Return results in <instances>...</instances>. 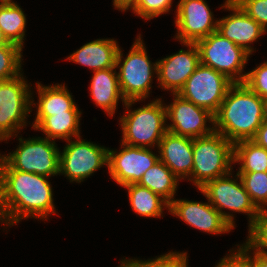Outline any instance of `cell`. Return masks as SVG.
<instances>
[{"label":"cell","instance_id":"cell-37","mask_svg":"<svg viewBox=\"0 0 267 267\" xmlns=\"http://www.w3.org/2000/svg\"><path fill=\"white\" fill-rule=\"evenodd\" d=\"M253 252V253H252ZM251 267H267V257L263 256L252 249Z\"/></svg>","mask_w":267,"mask_h":267},{"label":"cell","instance_id":"cell-19","mask_svg":"<svg viewBox=\"0 0 267 267\" xmlns=\"http://www.w3.org/2000/svg\"><path fill=\"white\" fill-rule=\"evenodd\" d=\"M119 44L115 39H96L84 44L67 57L74 63L91 68L94 71L116 67Z\"/></svg>","mask_w":267,"mask_h":267},{"label":"cell","instance_id":"cell-23","mask_svg":"<svg viewBox=\"0 0 267 267\" xmlns=\"http://www.w3.org/2000/svg\"><path fill=\"white\" fill-rule=\"evenodd\" d=\"M138 184L150 189L170 203L174 200L179 179L161 160H158L143 174Z\"/></svg>","mask_w":267,"mask_h":267},{"label":"cell","instance_id":"cell-27","mask_svg":"<svg viewBox=\"0 0 267 267\" xmlns=\"http://www.w3.org/2000/svg\"><path fill=\"white\" fill-rule=\"evenodd\" d=\"M252 202L261 210H267V172H237Z\"/></svg>","mask_w":267,"mask_h":267},{"label":"cell","instance_id":"cell-12","mask_svg":"<svg viewBox=\"0 0 267 267\" xmlns=\"http://www.w3.org/2000/svg\"><path fill=\"white\" fill-rule=\"evenodd\" d=\"M172 95L173 102L165 105L166 119L171 120V124L167 125V131L192 139L208 136L215 131L214 115L211 112L178 94ZM207 122L212 123V127L207 126Z\"/></svg>","mask_w":267,"mask_h":267},{"label":"cell","instance_id":"cell-21","mask_svg":"<svg viewBox=\"0 0 267 267\" xmlns=\"http://www.w3.org/2000/svg\"><path fill=\"white\" fill-rule=\"evenodd\" d=\"M38 102L34 103L31 97V106L37 104L35 117H49L55 114L66 113L67 111H79L72 95L65 84L43 86L37 82Z\"/></svg>","mask_w":267,"mask_h":267},{"label":"cell","instance_id":"cell-26","mask_svg":"<svg viewBox=\"0 0 267 267\" xmlns=\"http://www.w3.org/2000/svg\"><path fill=\"white\" fill-rule=\"evenodd\" d=\"M26 15L17 3L0 5V28L8 42L23 49Z\"/></svg>","mask_w":267,"mask_h":267},{"label":"cell","instance_id":"cell-16","mask_svg":"<svg viewBox=\"0 0 267 267\" xmlns=\"http://www.w3.org/2000/svg\"><path fill=\"white\" fill-rule=\"evenodd\" d=\"M167 210L189 226L212 235L228 233L234 229L209 201L202 203L174 199L169 203Z\"/></svg>","mask_w":267,"mask_h":267},{"label":"cell","instance_id":"cell-29","mask_svg":"<svg viewBox=\"0 0 267 267\" xmlns=\"http://www.w3.org/2000/svg\"><path fill=\"white\" fill-rule=\"evenodd\" d=\"M246 243L257 253L267 257V210H261L254 224L248 228Z\"/></svg>","mask_w":267,"mask_h":267},{"label":"cell","instance_id":"cell-17","mask_svg":"<svg viewBox=\"0 0 267 267\" xmlns=\"http://www.w3.org/2000/svg\"><path fill=\"white\" fill-rule=\"evenodd\" d=\"M221 8L233 13L218 20L217 31L252 55L254 48L250 46L251 43L266 32L234 0H226Z\"/></svg>","mask_w":267,"mask_h":267},{"label":"cell","instance_id":"cell-11","mask_svg":"<svg viewBox=\"0 0 267 267\" xmlns=\"http://www.w3.org/2000/svg\"><path fill=\"white\" fill-rule=\"evenodd\" d=\"M232 84L224 74L200 63L178 95L215 115Z\"/></svg>","mask_w":267,"mask_h":267},{"label":"cell","instance_id":"cell-1","mask_svg":"<svg viewBox=\"0 0 267 267\" xmlns=\"http://www.w3.org/2000/svg\"><path fill=\"white\" fill-rule=\"evenodd\" d=\"M49 177L13 169L0 156V186L13 224L24 218L47 220L55 214Z\"/></svg>","mask_w":267,"mask_h":267},{"label":"cell","instance_id":"cell-4","mask_svg":"<svg viewBox=\"0 0 267 267\" xmlns=\"http://www.w3.org/2000/svg\"><path fill=\"white\" fill-rule=\"evenodd\" d=\"M193 168L189 181L201 188L206 182L232 172L234 144L213 132L193 139Z\"/></svg>","mask_w":267,"mask_h":267},{"label":"cell","instance_id":"cell-42","mask_svg":"<svg viewBox=\"0 0 267 267\" xmlns=\"http://www.w3.org/2000/svg\"><path fill=\"white\" fill-rule=\"evenodd\" d=\"M15 3L14 1L12 0H0V5H3V4H13Z\"/></svg>","mask_w":267,"mask_h":267},{"label":"cell","instance_id":"cell-39","mask_svg":"<svg viewBox=\"0 0 267 267\" xmlns=\"http://www.w3.org/2000/svg\"><path fill=\"white\" fill-rule=\"evenodd\" d=\"M118 267H137V259H123Z\"/></svg>","mask_w":267,"mask_h":267},{"label":"cell","instance_id":"cell-14","mask_svg":"<svg viewBox=\"0 0 267 267\" xmlns=\"http://www.w3.org/2000/svg\"><path fill=\"white\" fill-rule=\"evenodd\" d=\"M176 13V39L181 43H195L217 30L218 20L204 0H180Z\"/></svg>","mask_w":267,"mask_h":267},{"label":"cell","instance_id":"cell-36","mask_svg":"<svg viewBox=\"0 0 267 267\" xmlns=\"http://www.w3.org/2000/svg\"><path fill=\"white\" fill-rule=\"evenodd\" d=\"M0 222L4 223V225H7V227L13 226V223L9 217L8 210L6 207V203L4 200V194L3 190L0 186Z\"/></svg>","mask_w":267,"mask_h":267},{"label":"cell","instance_id":"cell-20","mask_svg":"<svg viewBox=\"0 0 267 267\" xmlns=\"http://www.w3.org/2000/svg\"><path fill=\"white\" fill-rule=\"evenodd\" d=\"M115 70V71H114ZM90 83V95L95 105L101 107L108 116L113 117L119 98L126 101L121 93L116 67L94 71Z\"/></svg>","mask_w":267,"mask_h":267},{"label":"cell","instance_id":"cell-18","mask_svg":"<svg viewBox=\"0 0 267 267\" xmlns=\"http://www.w3.org/2000/svg\"><path fill=\"white\" fill-rule=\"evenodd\" d=\"M159 160H161L180 180H184L192 173L193 168V139L165 133L158 146Z\"/></svg>","mask_w":267,"mask_h":267},{"label":"cell","instance_id":"cell-9","mask_svg":"<svg viewBox=\"0 0 267 267\" xmlns=\"http://www.w3.org/2000/svg\"><path fill=\"white\" fill-rule=\"evenodd\" d=\"M15 151L0 156L16 170L51 177L59 174L60 150L46 137L19 138Z\"/></svg>","mask_w":267,"mask_h":267},{"label":"cell","instance_id":"cell-25","mask_svg":"<svg viewBox=\"0 0 267 267\" xmlns=\"http://www.w3.org/2000/svg\"><path fill=\"white\" fill-rule=\"evenodd\" d=\"M233 162L240 164L238 172H267V149L252 140L238 141L234 143Z\"/></svg>","mask_w":267,"mask_h":267},{"label":"cell","instance_id":"cell-7","mask_svg":"<svg viewBox=\"0 0 267 267\" xmlns=\"http://www.w3.org/2000/svg\"><path fill=\"white\" fill-rule=\"evenodd\" d=\"M200 63L224 74L233 83H244L247 72L244 66L250 54L217 30L195 42ZM244 72V73H243Z\"/></svg>","mask_w":267,"mask_h":267},{"label":"cell","instance_id":"cell-30","mask_svg":"<svg viewBox=\"0 0 267 267\" xmlns=\"http://www.w3.org/2000/svg\"><path fill=\"white\" fill-rule=\"evenodd\" d=\"M172 2V0H136L129 7V10L141 18L149 20L168 13L172 7Z\"/></svg>","mask_w":267,"mask_h":267},{"label":"cell","instance_id":"cell-6","mask_svg":"<svg viewBox=\"0 0 267 267\" xmlns=\"http://www.w3.org/2000/svg\"><path fill=\"white\" fill-rule=\"evenodd\" d=\"M231 175L230 172L225 176L210 180L198 190L233 228H235L233 214L222 211L223 209L248 215L250 228L259 216L260 210L252 202L239 174L236 173L235 179L231 178L233 177Z\"/></svg>","mask_w":267,"mask_h":267},{"label":"cell","instance_id":"cell-24","mask_svg":"<svg viewBox=\"0 0 267 267\" xmlns=\"http://www.w3.org/2000/svg\"><path fill=\"white\" fill-rule=\"evenodd\" d=\"M128 191L129 203L135 213L144 217H160L169 203L160 195L139 184L123 186Z\"/></svg>","mask_w":267,"mask_h":267},{"label":"cell","instance_id":"cell-15","mask_svg":"<svg viewBox=\"0 0 267 267\" xmlns=\"http://www.w3.org/2000/svg\"><path fill=\"white\" fill-rule=\"evenodd\" d=\"M188 47L187 51L180 49L178 53L166 56L157 61V81L163 90L178 94L187 79L200 64L199 51L195 43H181Z\"/></svg>","mask_w":267,"mask_h":267},{"label":"cell","instance_id":"cell-41","mask_svg":"<svg viewBox=\"0 0 267 267\" xmlns=\"http://www.w3.org/2000/svg\"><path fill=\"white\" fill-rule=\"evenodd\" d=\"M264 120H267V97L263 98Z\"/></svg>","mask_w":267,"mask_h":267},{"label":"cell","instance_id":"cell-28","mask_svg":"<svg viewBox=\"0 0 267 267\" xmlns=\"http://www.w3.org/2000/svg\"><path fill=\"white\" fill-rule=\"evenodd\" d=\"M22 50L10 42L0 46V81L14 78L22 73Z\"/></svg>","mask_w":267,"mask_h":267},{"label":"cell","instance_id":"cell-13","mask_svg":"<svg viewBox=\"0 0 267 267\" xmlns=\"http://www.w3.org/2000/svg\"><path fill=\"white\" fill-rule=\"evenodd\" d=\"M121 151L108 149V172L120 186L138 184L143 174L158 160L150 148L130 146L121 142Z\"/></svg>","mask_w":267,"mask_h":267},{"label":"cell","instance_id":"cell-32","mask_svg":"<svg viewBox=\"0 0 267 267\" xmlns=\"http://www.w3.org/2000/svg\"><path fill=\"white\" fill-rule=\"evenodd\" d=\"M244 83L259 97H267V61L247 72Z\"/></svg>","mask_w":267,"mask_h":267},{"label":"cell","instance_id":"cell-35","mask_svg":"<svg viewBox=\"0 0 267 267\" xmlns=\"http://www.w3.org/2000/svg\"><path fill=\"white\" fill-rule=\"evenodd\" d=\"M251 140L267 149V120L262 122V125L258 128L255 136Z\"/></svg>","mask_w":267,"mask_h":267},{"label":"cell","instance_id":"cell-22","mask_svg":"<svg viewBox=\"0 0 267 267\" xmlns=\"http://www.w3.org/2000/svg\"><path fill=\"white\" fill-rule=\"evenodd\" d=\"M81 114V111H67L49 117H35L32 128L41 130L50 140L64 139V141H68L80 136Z\"/></svg>","mask_w":267,"mask_h":267},{"label":"cell","instance_id":"cell-31","mask_svg":"<svg viewBox=\"0 0 267 267\" xmlns=\"http://www.w3.org/2000/svg\"><path fill=\"white\" fill-rule=\"evenodd\" d=\"M187 252H168L154 259H137V267H185L187 264Z\"/></svg>","mask_w":267,"mask_h":267},{"label":"cell","instance_id":"cell-8","mask_svg":"<svg viewBox=\"0 0 267 267\" xmlns=\"http://www.w3.org/2000/svg\"><path fill=\"white\" fill-rule=\"evenodd\" d=\"M22 74L0 81V141L18 136V130L27 126L33 93Z\"/></svg>","mask_w":267,"mask_h":267},{"label":"cell","instance_id":"cell-40","mask_svg":"<svg viewBox=\"0 0 267 267\" xmlns=\"http://www.w3.org/2000/svg\"><path fill=\"white\" fill-rule=\"evenodd\" d=\"M9 42L7 41V39L4 37L2 30L0 28V46H4L7 45Z\"/></svg>","mask_w":267,"mask_h":267},{"label":"cell","instance_id":"cell-5","mask_svg":"<svg viewBox=\"0 0 267 267\" xmlns=\"http://www.w3.org/2000/svg\"><path fill=\"white\" fill-rule=\"evenodd\" d=\"M141 39V35L137 36L124 59L121 49L118 50L116 69H119V86L125 101H143L148 98L153 75L158 73L157 61L153 63L150 60Z\"/></svg>","mask_w":267,"mask_h":267},{"label":"cell","instance_id":"cell-34","mask_svg":"<svg viewBox=\"0 0 267 267\" xmlns=\"http://www.w3.org/2000/svg\"><path fill=\"white\" fill-rule=\"evenodd\" d=\"M244 12L267 31V0H234Z\"/></svg>","mask_w":267,"mask_h":267},{"label":"cell","instance_id":"cell-2","mask_svg":"<svg viewBox=\"0 0 267 267\" xmlns=\"http://www.w3.org/2000/svg\"><path fill=\"white\" fill-rule=\"evenodd\" d=\"M263 121V98L245 83H233L214 115V130L234 144L251 140Z\"/></svg>","mask_w":267,"mask_h":267},{"label":"cell","instance_id":"cell-3","mask_svg":"<svg viewBox=\"0 0 267 267\" xmlns=\"http://www.w3.org/2000/svg\"><path fill=\"white\" fill-rule=\"evenodd\" d=\"M162 101L157 98L133 111L128 109L137 100L126 101L124 106L127 111L119 120L123 134L122 143L141 148H153L155 144L156 147L159 146L167 132L166 104Z\"/></svg>","mask_w":267,"mask_h":267},{"label":"cell","instance_id":"cell-10","mask_svg":"<svg viewBox=\"0 0 267 267\" xmlns=\"http://www.w3.org/2000/svg\"><path fill=\"white\" fill-rule=\"evenodd\" d=\"M66 142L63 151H60L59 174L70 182L81 183L99 168L108 165L109 148L82 140L81 136Z\"/></svg>","mask_w":267,"mask_h":267},{"label":"cell","instance_id":"cell-33","mask_svg":"<svg viewBox=\"0 0 267 267\" xmlns=\"http://www.w3.org/2000/svg\"><path fill=\"white\" fill-rule=\"evenodd\" d=\"M243 244L242 246L237 245L238 248L236 251L231 249L229 251L230 254L220 259L216 267H251L252 248L246 242Z\"/></svg>","mask_w":267,"mask_h":267},{"label":"cell","instance_id":"cell-38","mask_svg":"<svg viewBox=\"0 0 267 267\" xmlns=\"http://www.w3.org/2000/svg\"><path fill=\"white\" fill-rule=\"evenodd\" d=\"M136 0H113V6L121 11H126Z\"/></svg>","mask_w":267,"mask_h":267}]
</instances>
